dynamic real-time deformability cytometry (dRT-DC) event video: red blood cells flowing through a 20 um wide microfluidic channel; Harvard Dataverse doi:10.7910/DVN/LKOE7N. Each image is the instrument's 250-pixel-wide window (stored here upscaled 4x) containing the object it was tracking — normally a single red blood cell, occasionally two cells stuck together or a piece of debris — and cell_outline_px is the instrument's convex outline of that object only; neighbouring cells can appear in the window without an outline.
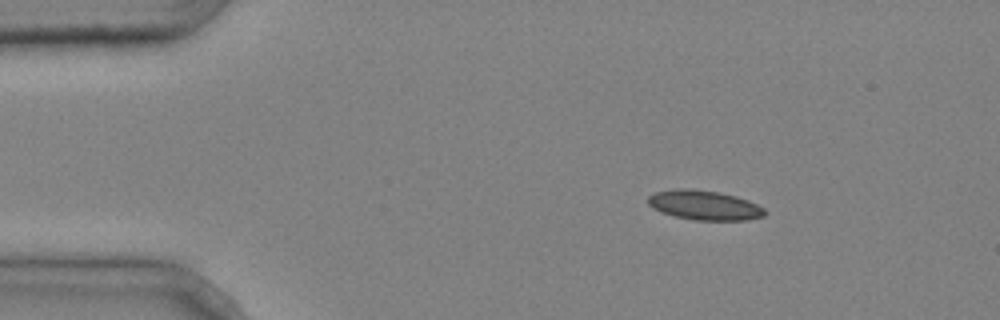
{"species": "common noctule bat (a hibernating species)", "species_latin": "Nyctalus noctula", "temperature_condition": "cold", "stored_images_in_passage": 2, "camera_frame_rate_fps": 3000, "um_per_image_px": 0.085, "animal": {"sex": "male", "body_mass_g": 20.4}, "frame": {"image": 1, "passage_image": 1, "time_ms": 0.0, "image_size_px": [1000, 320], "cell_outline_px": [[768, 212], [764, 216], [748, 220], [696, 220], [676, 216], [652, 208], [648, 204], [648, 196], [656, 192], [676, 188], [692, 188], [716, 192], [736, 196], [748, 200], [764, 208]], "centroid_in_image_um": [59.89, 17.44], "position_along_channel_um": 25.1, "area_um2": 20.06}}